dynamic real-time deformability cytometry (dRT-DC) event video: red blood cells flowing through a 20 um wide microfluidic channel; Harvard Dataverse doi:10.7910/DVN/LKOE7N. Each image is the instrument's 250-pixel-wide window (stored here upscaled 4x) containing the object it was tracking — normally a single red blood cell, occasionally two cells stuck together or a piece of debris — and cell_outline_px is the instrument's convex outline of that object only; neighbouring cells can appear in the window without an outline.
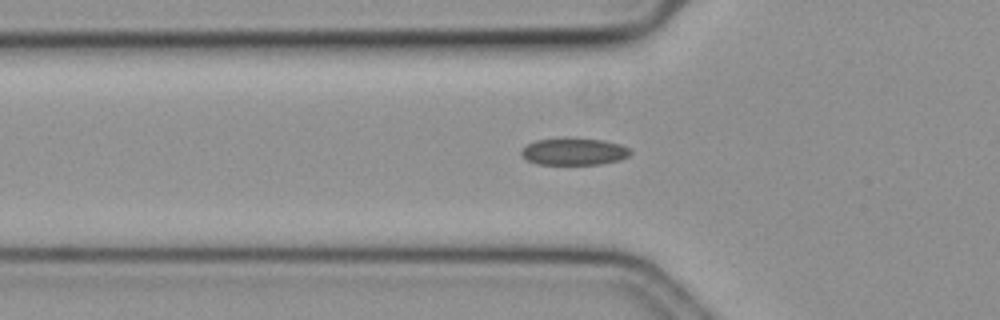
{"species": "common noctule bat (a hibernating species)", "species_latin": "Nyctalus noctula", "temperature_condition": "cold", "stored_images_in_passage": 36, "camera_frame_rate_fps": 3000, "um_per_image_px": 0.085, "animal": {"sex": "female", "body_mass_g": 19.3, "forearm_length_mm": 54.1}, "frame": {"image": 1, "passage_image": 2, "time_ms": 0.333, "image_size_px": [1000, 320], "cell_outline_px": [[632, 152], [628, 156], [620, 160], [600, 164], [536, 164], [528, 160], [520, 152], [528, 144], [536, 140], [564, 136], [604, 140], [620, 144], [628, 148]], "centroid_in_image_um": [48.8, 12.85], "position_along_channel_um": 77.0, "area_um2": 17.46}}
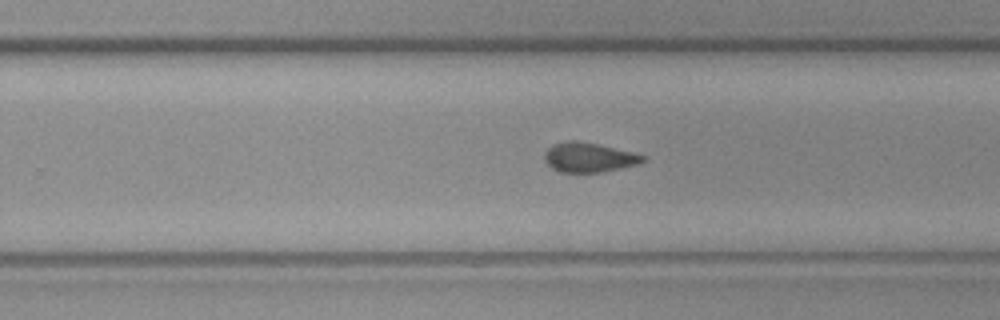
{"frame": {"image": 2, "passage_image": 19, "time_ms": 6.0, "image_size_px": [1000, 320], "cell_outline_px": [[648, 160], [640, 164], [604, 172], [560, 172], [552, 168], [544, 160], [544, 152], [552, 144], [568, 140], [576, 140], [596, 144], [632, 152], [644, 156]], "centroid_in_image_um": [50.05, 13.38], "position_along_channel_um": 279.7, "area_um2": 17.05}}
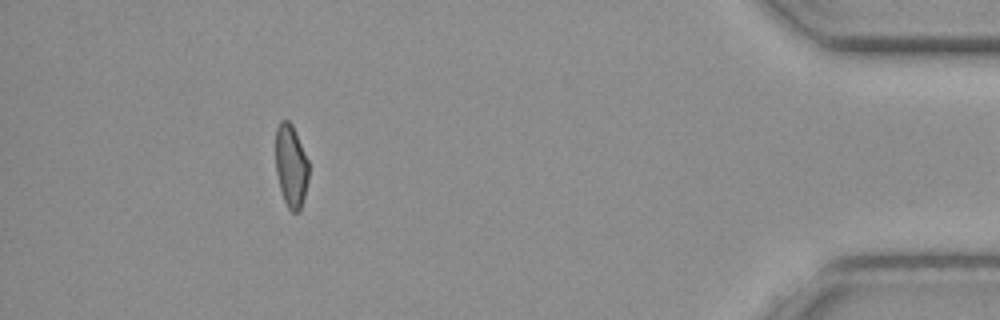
{"frame": {"image": 3, "passage_image": 35, "time_ms": 11.333, "image_size_px": [1000, 320], "cell_outline_px": [[308, 180], [300, 212], [292, 212], [288, 208], [284, 200], [280, 188], [276, 172], [276, 128], [280, 120], [288, 120], [292, 124], [296, 132], [308, 160]], "centroid_in_image_um": [24.73, 14.1], "position_along_channel_um": 410.5, "area_um2": 15.95}}